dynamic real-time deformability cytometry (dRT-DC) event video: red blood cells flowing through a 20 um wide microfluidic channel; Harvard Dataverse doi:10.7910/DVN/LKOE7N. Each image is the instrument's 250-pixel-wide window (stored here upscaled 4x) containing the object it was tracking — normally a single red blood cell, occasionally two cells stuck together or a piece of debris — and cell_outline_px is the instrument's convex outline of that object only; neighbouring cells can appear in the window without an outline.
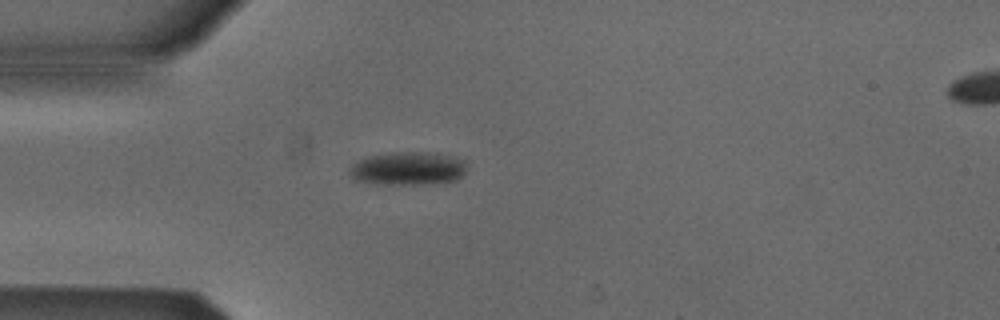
{"species": "Egyptian fruit bat (a non-hibernating species)", "species_latin": "Rousettus aegyptiacus", "temperature_condition": "cold", "stored_images_in_passage": 48, "camera_frame_rate_fps": 3000, "um_per_image_px": 0.085, "animal": {"sex": "male"}, "frame": {"image": 1, "passage_image": 10, "time_ms": 3.0, "image_size_px": [1000, 320], "cell_outline_px": [[464, 172], [456, 180], [428, 184], [384, 184], [356, 180], [348, 172], [352, 164], [360, 160], [372, 156], [396, 152], [436, 152], [464, 160]], "centroid_in_image_um": [34.68, 14.32], "position_along_channel_um": 50.3, "area_um2": 22.37}}
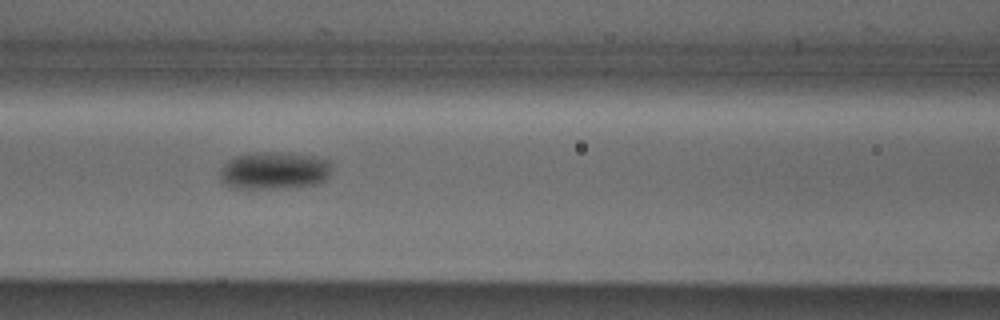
{"frame": {"image": 2, "passage_image": 18, "time_ms": 5.667, "image_size_px": [1000, 320], "cell_outline_px": [[332, 164], [328, 176], [324, 180], [316, 184], [276, 188], [236, 188], [220, 180], [220, 172], [224, 164], [228, 160], [244, 152], [288, 152], [312, 156], [328, 160]], "centroid_in_image_um": [23.3, 14.47], "position_along_channel_um": 143.3, "area_um2": 24.39}}
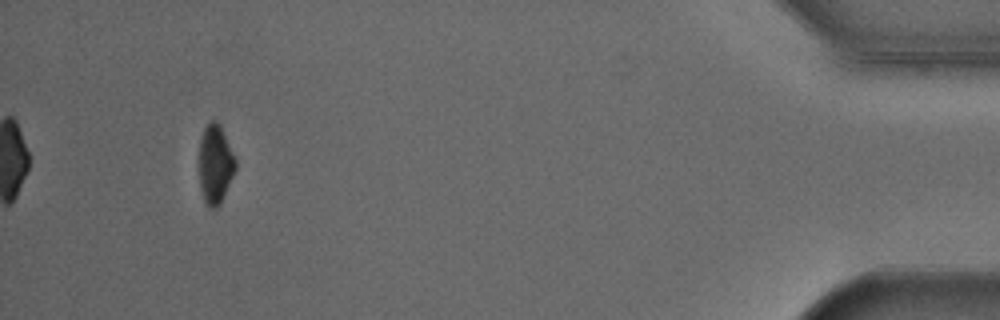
{"frame": {"image": 3, "passage_image": 45, "time_ms": 14.667, "image_size_px": [1000, 320], "cell_outline_px": [[236, 168], [220, 204], [216, 208], [208, 208], [204, 204], [200, 188], [196, 160], [200, 136], [204, 128], [212, 120], [216, 120], [220, 124], [236, 160]], "centroid_in_image_um": [18.23, 13.97], "position_along_channel_um": 417.0, "area_um2": 17.46}, "authors_computed_cell_mechanics": {"area_um2": 21.4438, "velocity_mm_per_s": 3.8724, "shape_relaxation_time_tau1_ms": 2.9438, "shape_relaxation_time_tau2_ms": null, "deformation_change_tau1": 0.0907, "deformation_change_tau2": null}}